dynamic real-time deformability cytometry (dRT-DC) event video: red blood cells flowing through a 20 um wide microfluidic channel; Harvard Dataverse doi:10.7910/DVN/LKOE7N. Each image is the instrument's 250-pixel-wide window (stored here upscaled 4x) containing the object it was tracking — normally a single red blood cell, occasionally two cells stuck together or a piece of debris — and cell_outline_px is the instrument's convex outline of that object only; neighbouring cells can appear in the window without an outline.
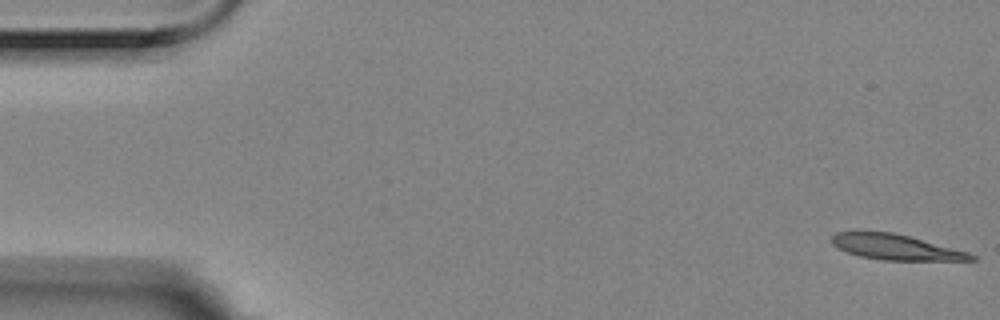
{"species": "Egyptian fruit bat (a non-hibernating species)", "species_latin": "Rousettus aegyptiacus", "temperature_condition": "room temperature", "stored_images_in_passage": 5, "camera_frame_rate_fps": 3000, "um_per_image_px": 0.085, "animal": {"sex": "female"}, "frame": {"image": 1, "passage_image": 1, "time_ms": 0.0, "image_size_px": [1000, 320], "cell_outline_px": [[976, 260], [884, 260], [860, 256], [836, 248], [832, 244], [832, 236], [836, 232], [860, 228], [892, 232], [908, 236], [968, 252], [976, 256]], "centroid_in_image_um": [76.01, 20.96], "position_along_channel_um": 9.0, "area_um2": 21.04}}
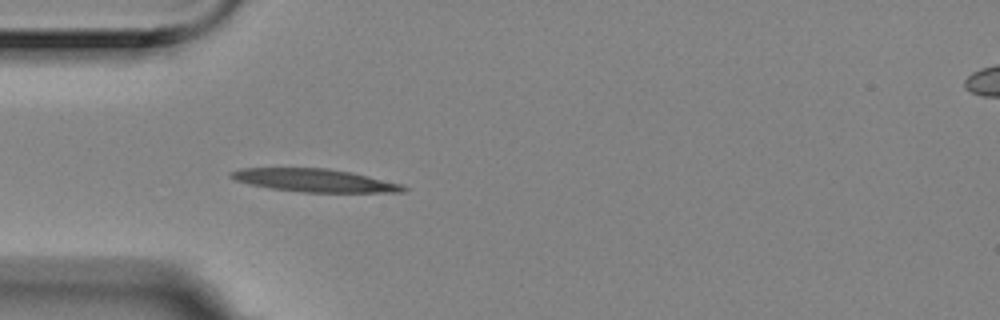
{"frame": {"image": 2, "passage_image": 5, "time_ms": 1.333, "image_size_px": [1000, 320], "cell_outline_px": [[408, 188], [404, 192], [304, 192], [272, 188], [248, 184], [236, 180], [228, 176], [228, 172], [244, 168], [328, 168], [352, 172], [404, 184]], "centroid_in_image_um": [26.77, 15.33], "position_along_channel_um": 58.2, "area_um2": 23.12}}